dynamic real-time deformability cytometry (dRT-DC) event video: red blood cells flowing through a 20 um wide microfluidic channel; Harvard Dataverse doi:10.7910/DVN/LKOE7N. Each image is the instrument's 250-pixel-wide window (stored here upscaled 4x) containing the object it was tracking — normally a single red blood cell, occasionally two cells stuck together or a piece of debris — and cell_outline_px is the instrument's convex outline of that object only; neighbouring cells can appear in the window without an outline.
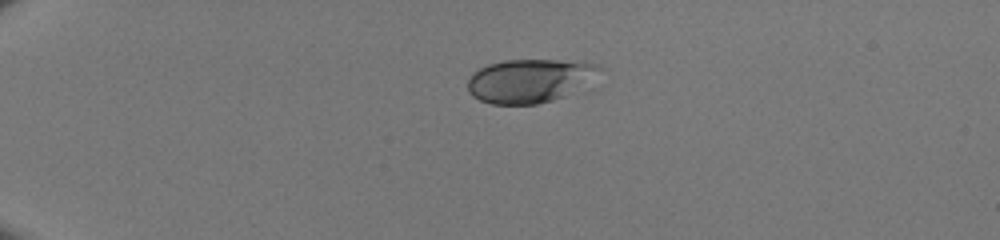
{"species": "human", "species_latin": "Homo sapiens", "temperature_condition": "room temperature", "stored_images_in_passage": 37, "camera_frame_rate_fps": 3000, "um_per_image_px": 0.085, "donor": {"sex": "male"}, "frame": {"image": 1, "passage_image": 1, "time_ms": 0.0, "image_size_px": [1000, 240], "cell_outline_px": [[604, 68], [564, 96], [552, 100], [536, 104], [492, 104], [480, 100], [472, 96], [468, 92], [468, 80], [472, 72], [488, 64], [504, 60], [560, 60], [600, 64]], "centroid_in_image_um": [44.93, 6.85], "position_along_channel_um": 40.1, "area_um2": 32.95}}
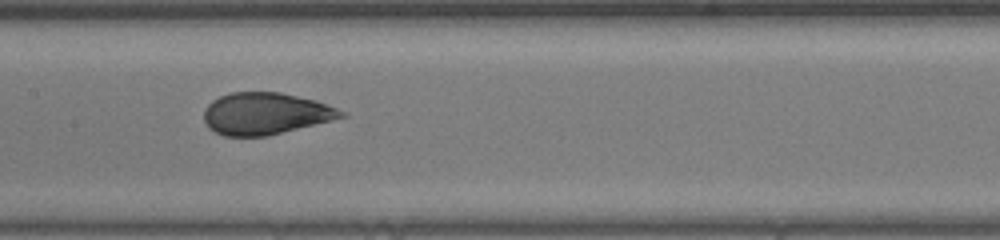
{"frame": {"image": 2, "passage_image": 16, "time_ms": 5.0, "image_size_px": [1000, 240], "cell_outline_px": [[348, 116], [268, 136], [224, 136], [208, 128], [204, 120], [204, 108], [212, 100], [220, 96], [232, 92], [280, 92], [316, 100], [348, 112]], "centroid_in_image_um": [22.58, 9.65], "position_along_channel_um": 184.8, "area_um2": 33.7}}
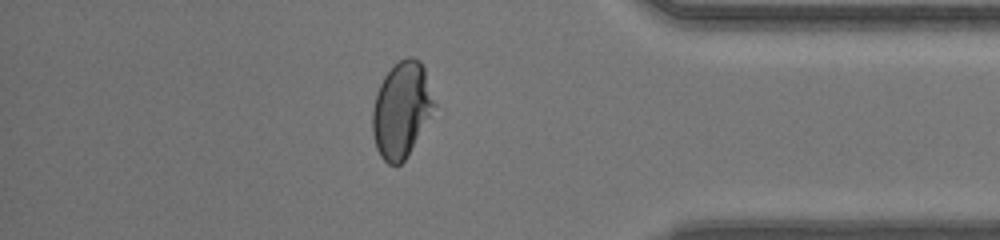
{"frame": {"image": 3, "passage_image": 32, "time_ms": 10.333, "image_size_px": [1000, 240], "cell_outline_px": [[436, 104], [404, 160], [400, 164], [388, 164], [380, 156], [376, 148], [372, 132], [372, 112], [376, 96], [380, 84], [384, 76], [400, 60], [408, 56], [412, 56], [420, 60], [424, 68]], "centroid_in_image_um": [34.11, 9.3], "position_along_channel_um": 401.1, "area_um2": 33.7}}